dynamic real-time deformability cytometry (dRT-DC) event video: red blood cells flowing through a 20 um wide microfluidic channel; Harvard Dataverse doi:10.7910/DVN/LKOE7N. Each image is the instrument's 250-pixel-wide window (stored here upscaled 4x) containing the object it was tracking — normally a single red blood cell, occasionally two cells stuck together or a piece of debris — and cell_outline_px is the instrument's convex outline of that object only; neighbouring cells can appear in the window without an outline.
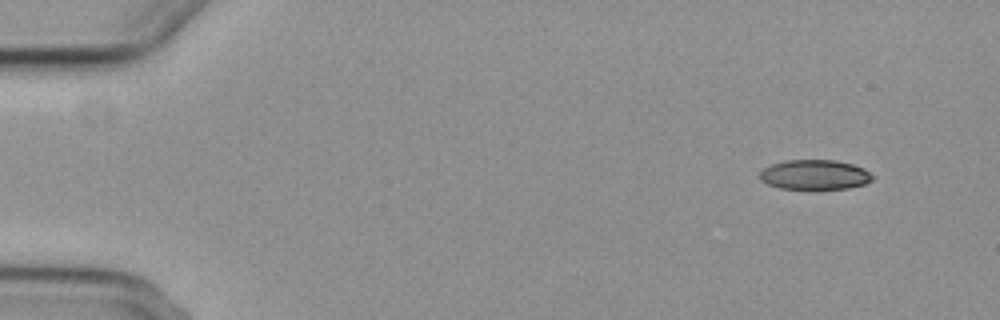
{"species": "common noctule bat (a hibernating species)", "species_latin": "Nyctalus noctula", "temperature_condition": "cold", "stored_images_in_passage": 5, "camera_frame_rate_fps": 3000, "um_per_image_px": 0.085, "animal": {"sex": "female", "body_mass_g": 29.2, "forearm_length_mm": 56.3}, "frame": {"image": 1, "passage_image": 1, "time_ms": 0.0, "image_size_px": [1000, 320], "cell_outline_px": [[872, 180], [864, 184], [848, 188], [780, 188], [768, 184], [760, 180], [760, 172], [764, 168], [772, 164], [784, 160], [836, 160], [852, 164], [864, 168], [872, 176]], "centroid_in_image_um": [69.23, 14.83], "position_along_channel_um": 15.8, "area_um2": 19.31}}
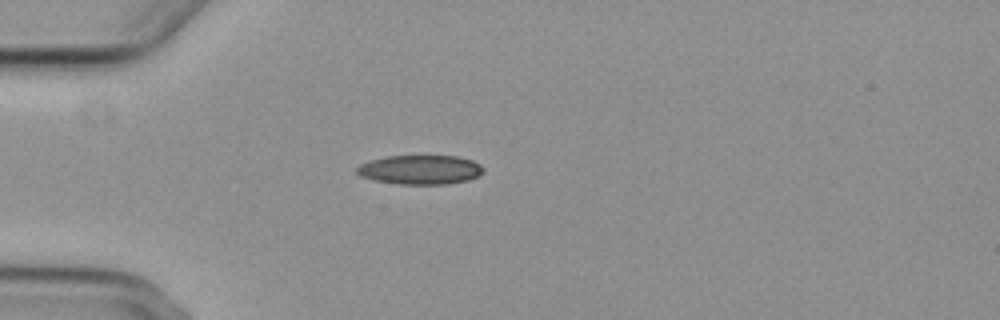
{"frame": {"image": 2, "passage_image": 4, "time_ms": 3.667, "image_size_px": [1000, 320], "cell_outline_px": [[484, 172], [480, 176], [468, 180], [448, 184], [400, 184], [376, 180], [360, 176], [356, 172], [356, 168], [360, 164], [384, 156], [456, 156], [472, 160], [480, 164], [484, 168]], "centroid_in_image_um": [35.76, 14.42], "position_along_channel_um": 49.2, "area_um2": 21.62}}